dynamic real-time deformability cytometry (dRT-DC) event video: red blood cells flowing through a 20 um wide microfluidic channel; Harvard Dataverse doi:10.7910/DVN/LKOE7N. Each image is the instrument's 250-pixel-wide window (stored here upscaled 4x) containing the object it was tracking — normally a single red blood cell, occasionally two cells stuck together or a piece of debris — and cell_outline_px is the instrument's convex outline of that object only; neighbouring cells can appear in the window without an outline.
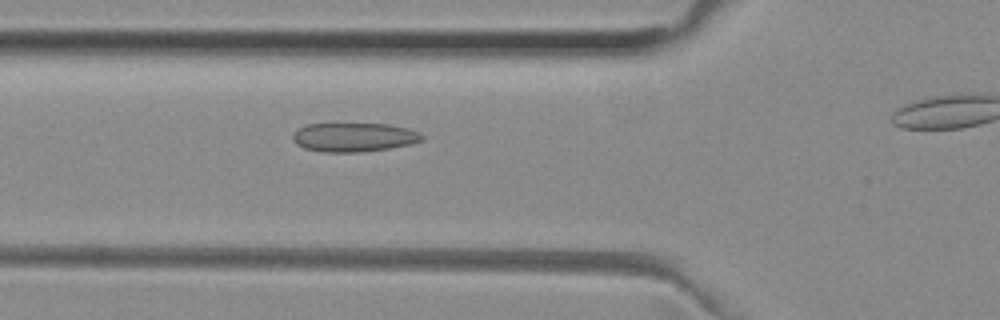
{"species": "common noctule bat (a hibernating species)", "species_latin": "Nyctalus noctula", "temperature_condition": "room temperature", "stored_images_in_passage": 11, "camera_frame_rate_fps": 3000, "um_per_image_px": 0.085, "animal": {"sex": "female", "body_mass_g": 29.2, "forearm_length_mm": 56.3}, "frame": {"image": 1, "passage_image": 4, "time_ms": 1.0, "image_size_px": [1000, 320], "cell_outline_px": [[424, 140], [408, 144], [388, 148], [360, 152], [320, 152], [304, 148], [296, 144], [292, 140], [292, 132], [308, 124], [388, 124], [408, 128], [420, 132], [424, 136]], "centroid_in_image_um": [30.06, 11.66], "position_along_channel_um": 95.7, "area_um2": 21.85}}
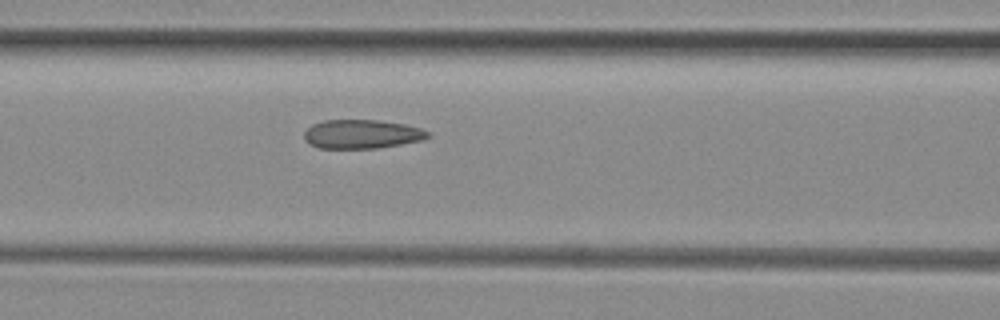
{"frame": {"image": 2, "passage_image": 7, "time_ms": 2.0, "image_size_px": [1000, 320], "cell_outline_px": [[432, 136], [420, 140], [400, 144], [376, 148], [316, 148], [308, 144], [304, 140], [304, 132], [312, 124], [324, 120], [376, 120], [404, 124], [420, 128], [428, 132]], "centroid_in_image_um": [30.7, 11.4], "position_along_channel_um": 135.9, "area_um2": 20.81}}
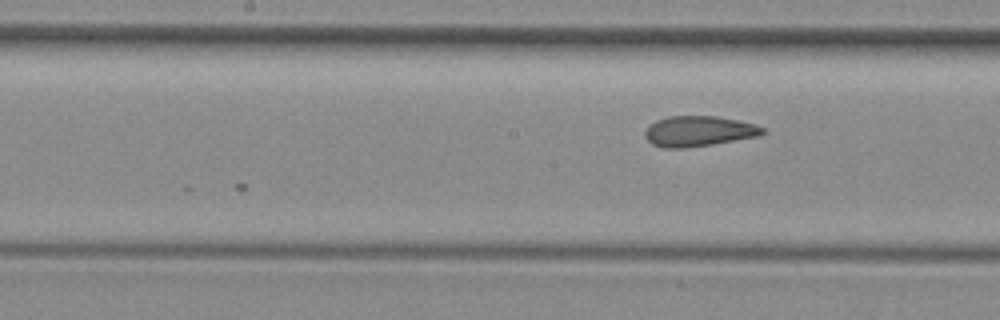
{"frame": {"image": 3, "passage_image": 11, "time_ms": 3.333, "image_size_px": [1000, 320], "cell_outline_px": [[764, 132], [760, 136], [712, 144], [684, 148], [664, 148], [652, 144], [644, 136], [644, 132], [656, 120], [668, 116], [716, 116], [756, 124], [764, 128]], "centroid_in_image_um": [59.39, 11.15], "position_along_channel_um": 188.8, "area_um2": 20.75}}